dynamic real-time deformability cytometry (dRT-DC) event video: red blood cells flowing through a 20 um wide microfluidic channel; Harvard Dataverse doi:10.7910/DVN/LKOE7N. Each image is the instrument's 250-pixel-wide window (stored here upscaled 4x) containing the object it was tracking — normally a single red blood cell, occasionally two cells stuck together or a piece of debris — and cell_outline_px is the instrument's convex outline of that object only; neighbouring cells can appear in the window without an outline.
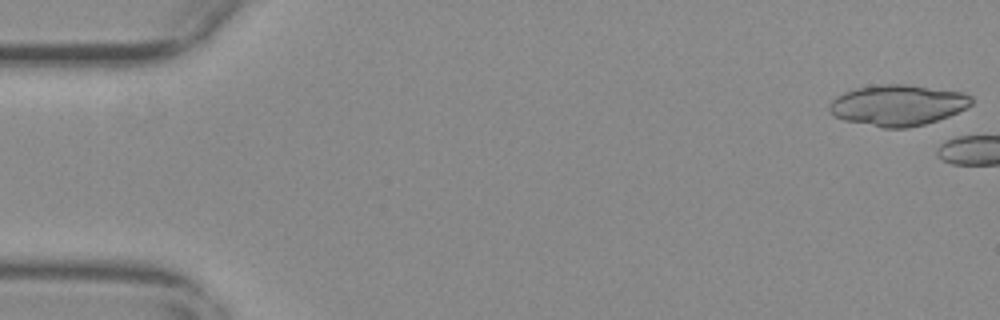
{"species": "common noctule bat (a hibernating species)", "species_latin": "Nyctalus noctula", "temperature_condition": "warm", "stored_images_in_passage": 4, "camera_frame_rate_fps": 3000, "um_per_image_px": 0.085, "animal": {"sex": "female", "body_mass_g": 29.2, "forearm_length_mm": 56.3}, "frame": {"image": 1, "passage_image": 1, "time_ms": 0.0, "image_size_px": [1000, 320], "cell_outline_px": [[972, 104], [948, 116], [924, 124], [908, 128], [884, 128], [844, 120], [836, 116], [828, 108], [828, 104], [836, 96], [844, 92], [856, 88], [880, 84], [908, 84], [964, 92], [972, 96]], "centroid_in_image_um": [76.31, 8.93], "position_along_channel_um": 8.7, "area_um2": 33.81}}